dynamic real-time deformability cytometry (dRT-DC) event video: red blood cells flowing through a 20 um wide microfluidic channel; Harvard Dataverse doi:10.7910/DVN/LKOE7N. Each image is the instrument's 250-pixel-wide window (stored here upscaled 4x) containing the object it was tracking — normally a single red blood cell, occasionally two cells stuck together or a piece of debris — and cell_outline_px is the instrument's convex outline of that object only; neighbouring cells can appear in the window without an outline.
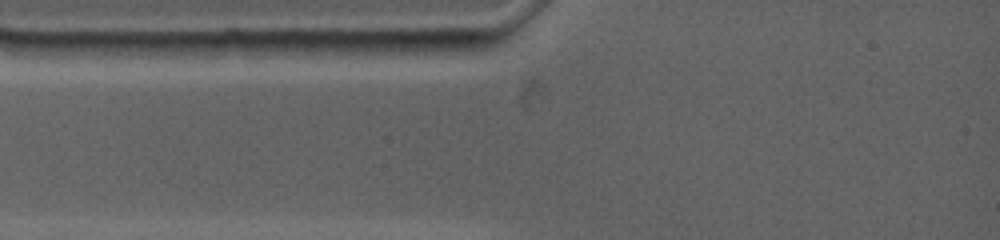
{"species": "common noctule bat (a hibernating species)", "species_latin": "Nyctalus noctula", "temperature_condition": "warm", "stored_images_in_passage": 3, "camera_frame_rate_fps": 4500, "um_per_image_px": 0.085, "animal": {"sex": "female", "body_mass_g": 19.0, "forearm_length_mm": 53.3}, "frame": {"image": 1, "passage_image": 2, "time_ms": 0.444, "image_size_px": [1000, 240], "cell_outline_px": [[488, 44], [480, 48], [452, 56], [436, 56], [384, 52], [368, 40], [488, 40]], "centroid_in_image_um": [36.5, 3.97], "position_along_channel_um": 48.5, "area_um2": 10.58}}